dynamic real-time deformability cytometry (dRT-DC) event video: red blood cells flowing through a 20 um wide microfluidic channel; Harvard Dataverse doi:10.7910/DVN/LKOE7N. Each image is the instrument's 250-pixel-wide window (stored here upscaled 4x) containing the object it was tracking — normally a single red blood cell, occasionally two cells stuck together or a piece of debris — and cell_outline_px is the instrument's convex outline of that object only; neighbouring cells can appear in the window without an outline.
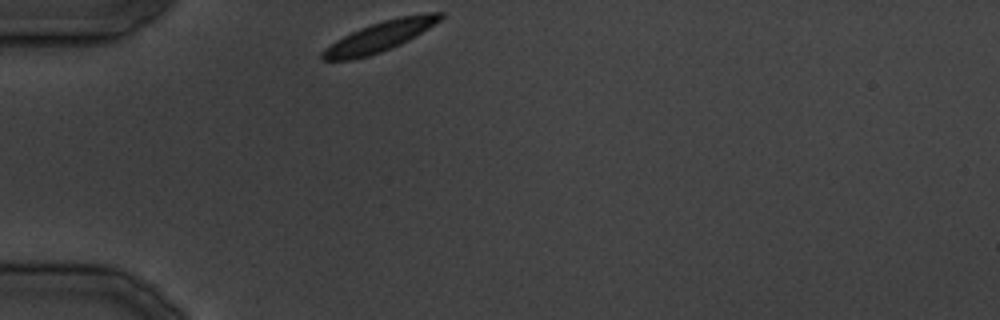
{"species": "common noctule bat (a hibernating species)", "species_latin": "Nyctalus noctula", "temperature_condition": "cold", "stored_images_in_passage": 22, "camera_frame_rate_fps": 3000, "um_per_image_px": 0.085, "animal": {"sex": "male", "body_mass_g": 19.5, "forearm_length_mm": 54.6}, "frame": {"image": 1, "passage_image": 1, "time_ms": 0.0, "image_size_px": [1000, 320], "cell_outline_px": [[444, 16], [440, 20], [428, 28], [408, 40], [400, 44], [380, 52], [368, 56], [352, 60], [320, 60], [320, 52], [324, 48], [336, 40], [360, 28], [384, 20], [400, 16], [428, 12], [444, 12]], "centroid_in_image_um": [32.25, 3.11], "position_along_channel_um": 52.8, "area_um2": 20.52}}
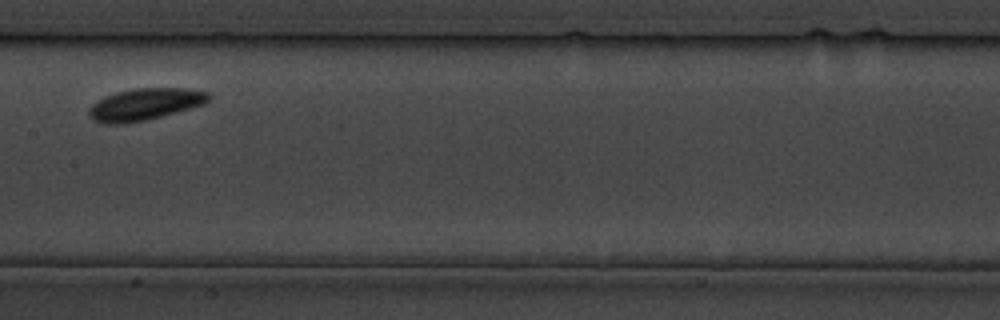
{"frame": {"image": 2, "passage_image": 10, "time_ms": 11.0, "image_size_px": [1000, 320], "cell_outline_px": [[212, 100], [204, 104], [148, 120], [128, 124], [104, 124], [92, 120], [88, 116], [88, 108], [96, 100], [104, 96], [116, 92], [136, 88], [184, 88], [208, 92], [212, 96]], "centroid_in_image_um": [12.29, 8.88], "position_along_channel_um": 195.1, "area_um2": 22.66}}
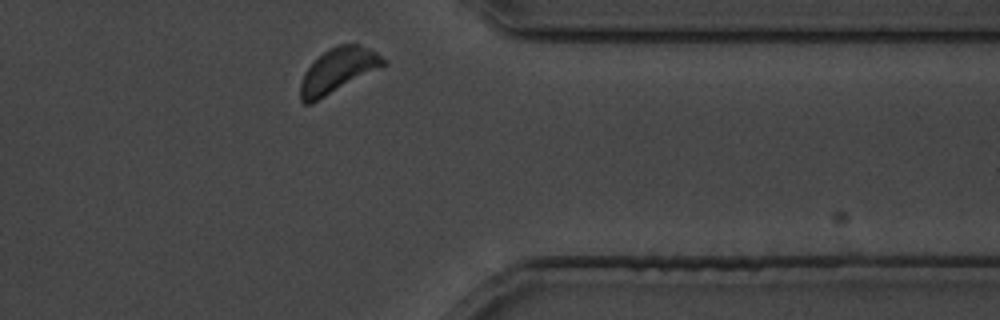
{"frame": {"image": 3, "passage_image": 21, "time_ms": 24.333, "image_size_px": [1000, 320], "cell_outline_px": [[388, 64], [312, 104], [304, 104], [300, 100], [300, 84], [304, 72], [328, 48], [340, 44], [360, 44], [376, 52]], "centroid_in_image_um": [28.72, 6.01], "position_along_channel_um": 382.7, "area_um2": 21.5}}